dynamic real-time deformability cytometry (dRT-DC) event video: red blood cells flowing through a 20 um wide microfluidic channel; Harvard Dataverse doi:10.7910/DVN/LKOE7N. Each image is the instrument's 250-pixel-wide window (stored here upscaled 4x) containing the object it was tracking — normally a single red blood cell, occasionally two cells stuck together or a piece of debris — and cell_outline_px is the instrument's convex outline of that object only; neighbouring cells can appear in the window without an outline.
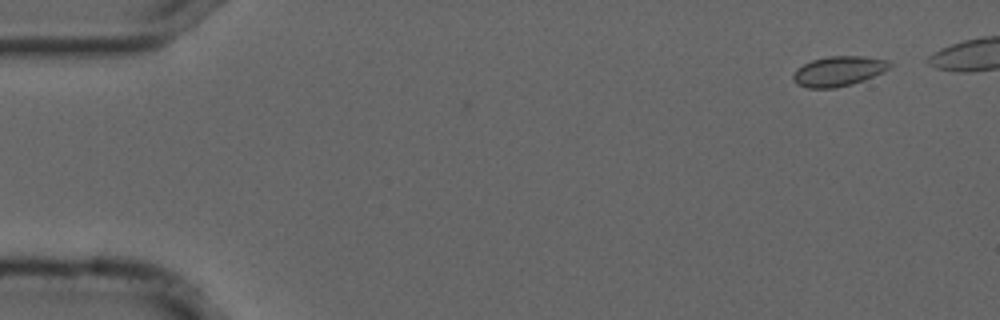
{"species": "common noctule bat (a hibernating species)", "species_latin": "Nyctalus noctula", "temperature_condition": "cold", "stored_images_in_passage": 46, "camera_frame_rate_fps": 3000, "um_per_image_px": 0.085, "animal": {"sex": "male", "forearm_length_mm": 52.5}, "frame": {"image": 1, "passage_image": 1, "time_ms": 0.0, "image_size_px": [1000, 320], "cell_outline_px": [[892, 64], [888, 68], [864, 80], [852, 84], [836, 88], [808, 88], [796, 84], [792, 80], [792, 76], [796, 68], [812, 60], [828, 56], [864, 56], [888, 60]], "centroid_in_image_um": [71.22, 6.05], "position_along_channel_um": 13.8, "area_um2": 16.82}}
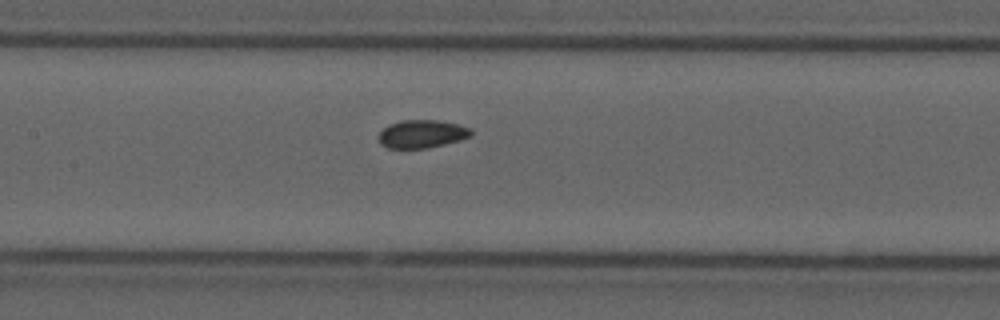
{"frame": {"image": 2, "passage_image": 23, "time_ms": 7.333, "image_size_px": [1000, 320], "cell_outline_px": [[472, 136], [460, 140], [428, 148], [388, 148], [380, 144], [376, 136], [388, 124], [400, 120], [436, 120], [460, 124], [472, 128]], "centroid_in_image_um": [35.85, 11.38], "position_along_channel_um": 171.5, "area_um2": 15.37}}
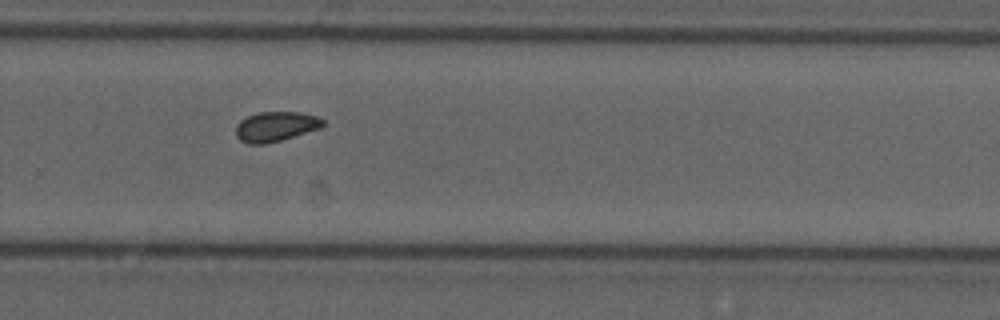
{"frame": {"image": 3, "passage_image": 34, "time_ms": 11.0, "image_size_px": [1000, 320], "cell_outline_px": [[324, 124], [320, 128], [268, 144], [248, 144], [240, 140], [236, 136], [236, 124], [240, 120], [248, 116], [260, 112], [300, 112], [316, 116], [324, 120]], "centroid_in_image_um": [23.41, 10.76], "position_along_channel_um": 306.4, "area_um2": 15.14}, "authors_computed_cell_mechanics": {"area_um2": 15.4326, "velocity_mm_per_s": 3.6915, "shape_relaxation_time_tau1_ms": null, "shape_relaxation_time_tau2_ms": 3.1732, "deformation_change_tau1": null, "deformation_change_tau2": 0.0513}}